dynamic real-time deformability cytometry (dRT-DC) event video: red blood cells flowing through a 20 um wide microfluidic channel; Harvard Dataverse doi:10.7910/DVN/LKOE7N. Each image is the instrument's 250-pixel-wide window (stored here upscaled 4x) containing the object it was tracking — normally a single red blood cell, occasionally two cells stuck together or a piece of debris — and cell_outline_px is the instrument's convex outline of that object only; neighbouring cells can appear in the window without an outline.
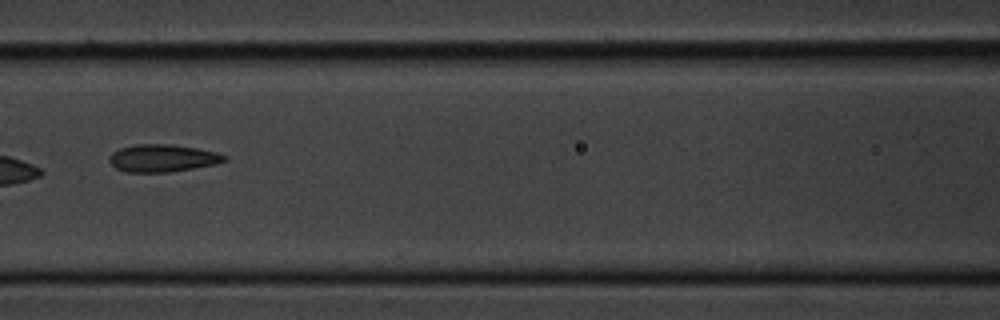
{"species": "common noctule bat (a hibernating species)", "species_latin": "Nyctalus noctula", "temperature_condition": "cold", "stored_images_in_passage": 7, "camera_frame_rate_fps": 3000, "um_per_image_px": 0.085, "animal": {"sex": "male", "body_mass_g": 20.1, "forearm_length_mm": 53.5}, "frame": {"image": 1, "passage_image": 5, "time_ms": 4.667, "image_size_px": [1000, 320], "cell_outline_px": [[228, 160], [216, 164], [168, 172], [128, 172], [116, 168], [108, 160], [108, 156], [112, 152], [120, 148], [136, 144], [172, 144], [196, 148], [216, 152], [228, 156]], "centroid_in_image_um": [13.82, 13.43], "position_along_channel_um": 152.8, "area_um2": 18.44}}
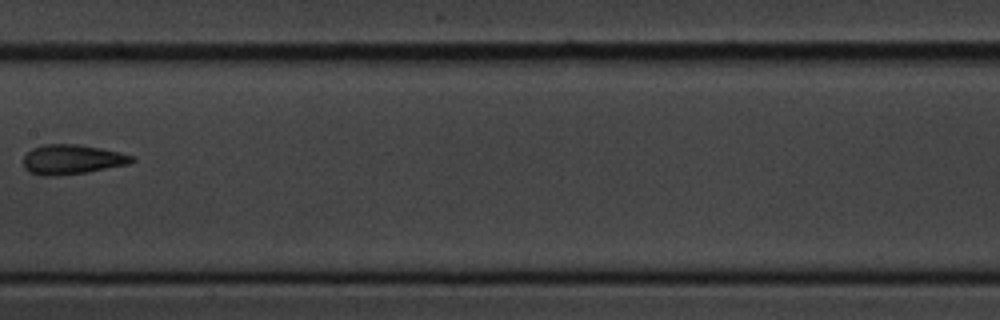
{"frame": {"image": 2, "passage_image": 6, "time_ms": 6.0, "image_size_px": [1000, 320], "cell_outline_px": [[136, 160], [128, 164], [88, 172], [56, 176], [40, 176], [28, 172], [24, 168], [24, 156], [32, 148], [44, 144], [76, 144], [100, 148], [120, 152], [132, 156]], "centroid_in_image_um": [6.09, 13.56], "position_along_channel_um": 201.3, "area_um2": 18.84}}
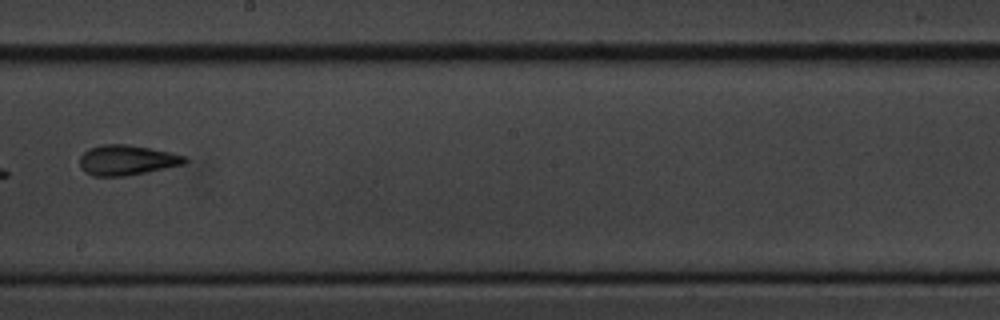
{"frame": {"image": 3, "passage_image": 7, "time_ms": 7.0, "image_size_px": [1000, 320], "cell_outline_px": [[188, 160], [184, 164], [124, 176], [92, 176], [84, 172], [80, 168], [80, 156], [88, 148], [104, 144], [124, 144], [172, 152], [184, 156]], "centroid_in_image_um": [10.73, 13.61], "position_along_channel_um": 237.5, "area_um2": 18.32}}